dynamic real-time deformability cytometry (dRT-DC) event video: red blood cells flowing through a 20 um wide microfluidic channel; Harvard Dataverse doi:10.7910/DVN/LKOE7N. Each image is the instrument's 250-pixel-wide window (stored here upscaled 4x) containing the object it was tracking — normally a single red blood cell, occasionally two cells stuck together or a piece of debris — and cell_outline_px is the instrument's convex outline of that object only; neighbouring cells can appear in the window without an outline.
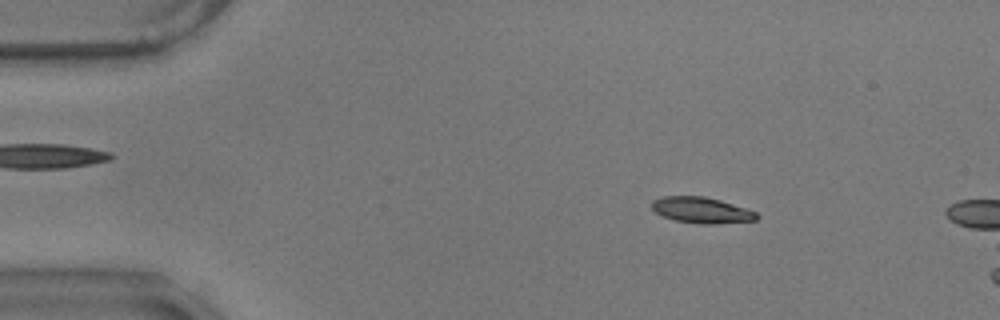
{"species": "common noctule bat (a hibernating species)", "species_latin": "Nyctalus noctula", "temperature_condition": "warm", "stored_images_in_passage": 7, "camera_frame_rate_fps": 3000, "um_per_image_px": 0.085, "animal": {"sex": "male", "body_mass_g": 17.9}, "frame": {"image": 1, "passage_image": 3, "time_ms": 0.667, "image_size_px": [1000, 320], "cell_outline_px": [[760, 216], [756, 220], [716, 224], [700, 224], [676, 220], [664, 216], [656, 212], [652, 208], [652, 200], [664, 196], [704, 196], [720, 200], [756, 212]], "centroid_in_image_um": [59.64, 17.86], "position_along_channel_um": 25.4, "area_um2": 15.72}}